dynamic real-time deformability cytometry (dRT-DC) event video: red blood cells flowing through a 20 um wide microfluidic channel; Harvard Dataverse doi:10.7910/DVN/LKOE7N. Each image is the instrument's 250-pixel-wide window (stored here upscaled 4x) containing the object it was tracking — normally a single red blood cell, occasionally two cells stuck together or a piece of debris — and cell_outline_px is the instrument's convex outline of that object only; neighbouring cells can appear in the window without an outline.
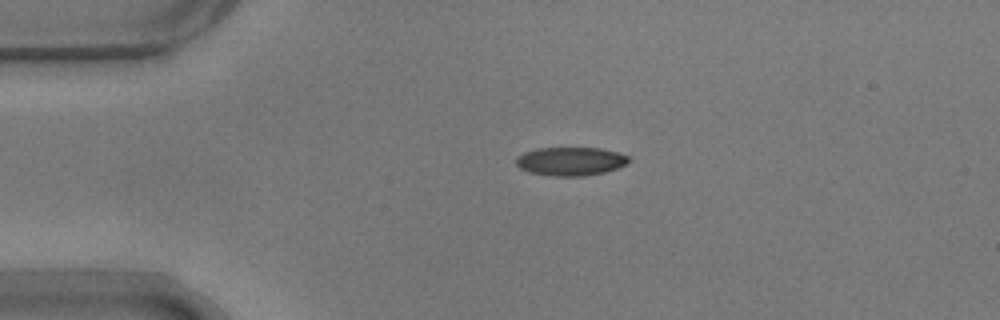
{"species": "common noctule bat (a hibernating species)", "species_latin": "Nyctalus noctula", "temperature_condition": "warm", "stored_images_in_passage": 19, "camera_frame_rate_fps": 3000, "um_per_image_px": 0.085, "animal": {"sex": "male", "body_mass_g": 17.9}, "frame": {"image": 1, "passage_image": 1, "time_ms": 0.0, "image_size_px": [1000, 320], "cell_outline_px": [[628, 164], [604, 172], [584, 176], [552, 176], [528, 172], [520, 168], [516, 164], [516, 156], [524, 152], [540, 148], [600, 148], [616, 152], [628, 156]], "centroid_in_image_um": [48.47, 13.71], "position_along_channel_um": 36.5, "area_um2": 18.67}}
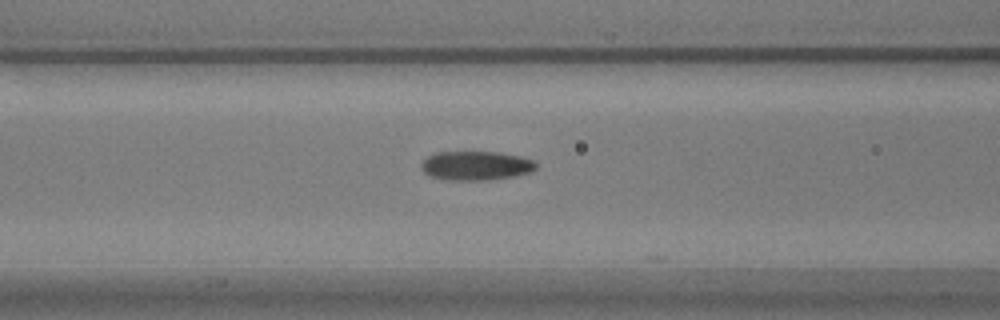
{"frame": {"image": 2, "passage_image": 11, "time_ms": 3.333, "image_size_px": [1000, 320], "cell_outline_px": [[536, 168], [532, 172], [512, 176], [488, 180], [444, 180], [428, 176], [424, 172], [420, 164], [428, 156], [436, 152], [500, 152], [520, 156], [532, 160], [536, 164]], "centroid_in_image_um": [40.43, 14.08], "position_along_channel_um": 126.2, "area_um2": 19.54}}
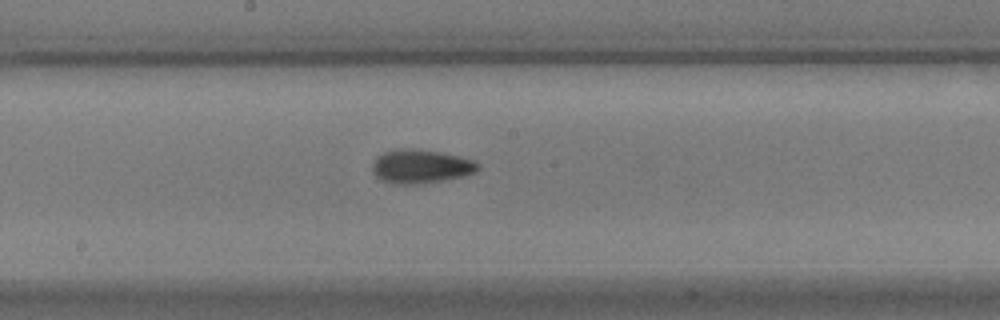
{"frame": {"image": 3, "passage_image": 18, "time_ms": 5.667, "image_size_px": [1000, 320], "cell_outline_px": [[480, 168], [476, 172], [464, 176], [416, 184], [396, 184], [380, 180], [372, 172], [372, 164], [376, 156], [384, 152], [396, 148], [412, 148], [440, 152], [460, 156], [472, 160], [480, 164]], "centroid_in_image_um": [35.74, 14.13], "position_along_channel_um": 212.5, "area_um2": 20.92}}